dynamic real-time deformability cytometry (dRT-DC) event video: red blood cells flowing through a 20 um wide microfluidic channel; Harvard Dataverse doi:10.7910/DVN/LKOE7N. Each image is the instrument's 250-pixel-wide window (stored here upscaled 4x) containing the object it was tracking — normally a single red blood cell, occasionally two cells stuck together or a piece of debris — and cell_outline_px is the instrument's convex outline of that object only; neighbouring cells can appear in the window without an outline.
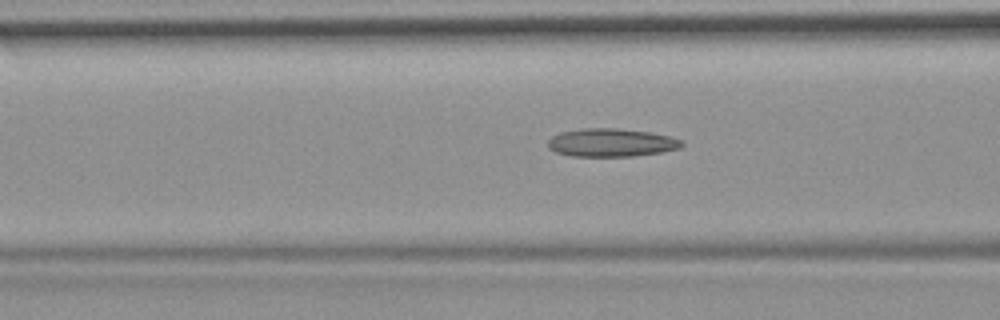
{"species": "common noctule bat (a hibernating species)", "species_latin": "Nyctalus noctula", "temperature_condition": "room temperature", "stored_images_in_passage": 45, "camera_frame_rate_fps": 3000, "um_per_image_px": 0.085, "animal": {"sex": "female", "body_mass_g": 19.9}, "frame": {"image": 1, "passage_image": 12, "time_ms": 3.667, "image_size_px": [1000, 320], "cell_outline_px": [[684, 144], [680, 148], [664, 152], [636, 156], [572, 156], [556, 152], [548, 148], [548, 140], [552, 136], [560, 132], [584, 128], [616, 128], [652, 132], [684, 140]], "centroid_in_image_um": [51.99, 12.12], "position_along_channel_um": 114.6, "area_um2": 22.2}}
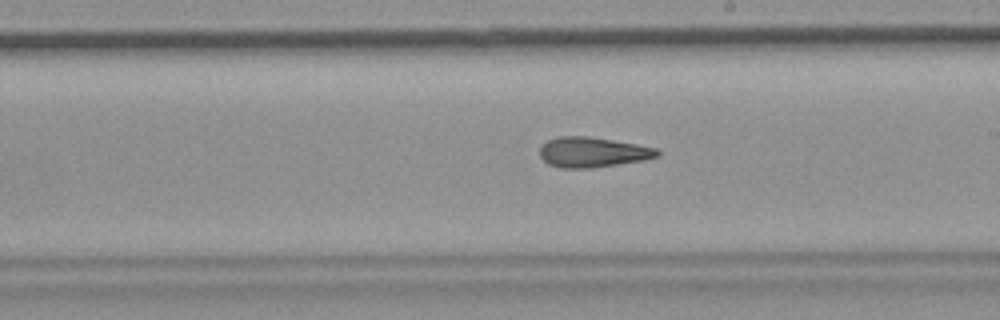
{"frame": {"image": 2, "passage_image": 22, "time_ms": 7.0, "image_size_px": [1000, 320], "cell_outline_px": [[660, 156], [644, 160], [592, 168], [560, 168], [548, 164], [540, 156], [540, 148], [548, 140], [560, 136], [588, 136], [636, 144], [656, 148], [660, 152]], "centroid_in_image_um": [50.38, 12.94], "position_along_channel_um": 238.6, "area_um2": 20.58}}
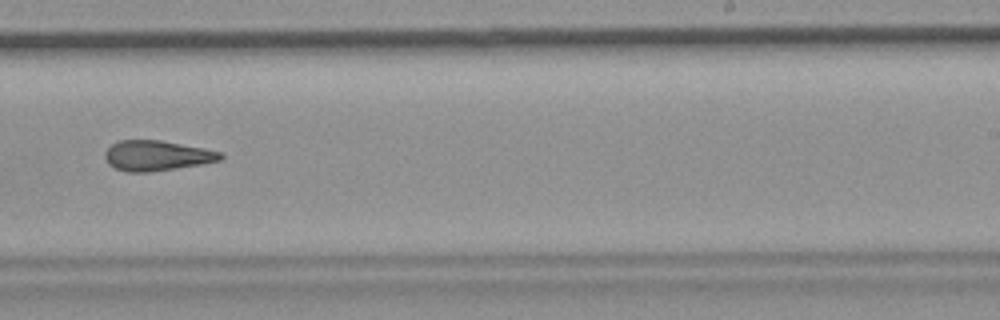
{"frame": {"image": 3, "passage_image": 25, "time_ms": 8.0, "image_size_px": [1000, 320], "cell_outline_px": [[224, 156], [220, 160], [200, 164], [176, 168], [148, 172], [128, 172], [116, 168], [108, 164], [104, 156], [104, 152], [112, 144], [120, 140], [160, 140], [204, 148], [220, 152]], "centroid_in_image_um": [13.3, 13.22], "position_along_channel_um": 275.7, "area_um2": 20.17}, "authors_computed_cell_mechanics": {"area_um2": 20.8658, "velocity_mm_per_s": 3.7344, "shape_relaxation_time_tau1_ms": null, "shape_relaxation_time_tau2_ms": 4.3312, "deformation_change_tau1": null, "deformation_change_tau2": 0.1557}}